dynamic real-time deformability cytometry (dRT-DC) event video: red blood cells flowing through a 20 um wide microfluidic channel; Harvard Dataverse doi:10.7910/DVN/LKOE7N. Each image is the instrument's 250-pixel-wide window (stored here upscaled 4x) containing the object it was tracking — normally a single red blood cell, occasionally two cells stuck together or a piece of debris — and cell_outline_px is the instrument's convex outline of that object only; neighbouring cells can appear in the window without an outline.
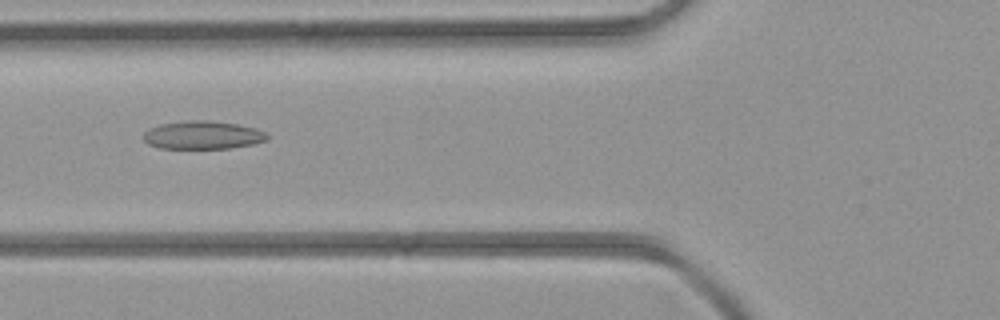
{"species": "common noctule bat (a hibernating species)", "species_latin": "Nyctalus noctula", "temperature_condition": "room temperature", "stored_images_in_passage": 3, "camera_frame_rate_fps": 3000, "um_per_image_px": 0.085, "animal": {"sex": "female", "body_mass_g": 21.9}, "frame": {"image": 1, "passage_image": 3, "time_ms": 3.0, "image_size_px": [1000, 320], "cell_outline_px": [[268, 140], [256, 144], [228, 148], [160, 148], [148, 144], [144, 140], [144, 132], [148, 128], [160, 124], [192, 120], [208, 120], [236, 124], [256, 128], [264, 132], [268, 136]], "centroid_in_image_um": [17.24, 11.48], "position_along_channel_um": 108.6, "area_um2": 20.29}}